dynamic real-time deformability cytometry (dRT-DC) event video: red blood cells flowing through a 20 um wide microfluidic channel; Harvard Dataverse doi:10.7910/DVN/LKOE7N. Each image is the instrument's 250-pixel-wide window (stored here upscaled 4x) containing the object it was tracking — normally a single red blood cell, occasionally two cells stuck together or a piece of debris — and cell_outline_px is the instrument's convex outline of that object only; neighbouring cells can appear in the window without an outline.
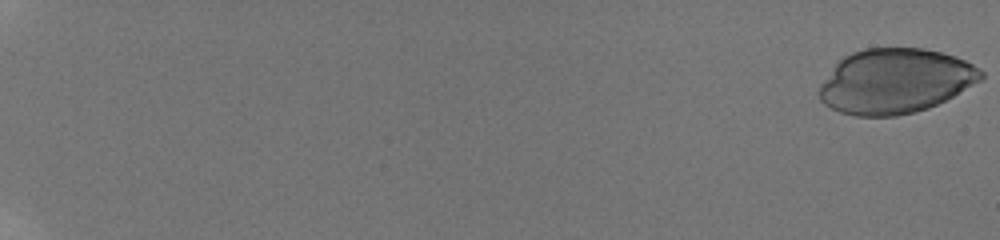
{"species": "human", "species_latin": "Homo sapiens", "temperature_condition": "room temperature", "stored_images_in_passage": 55, "camera_frame_rate_fps": 3000, "um_per_image_px": 0.085, "donor": {"sex": "male"}, "frame": {"image": 1, "passage_image": 1, "time_ms": 0.0, "image_size_px": [1000, 240], "cell_outline_px": [[984, 76], [980, 80], [952, 96], [928, 108], [916, 112], [896, 116], [856, 116], [840, 112], [824, 104], [820, 100], [820, 84], [836, 64], [844, 56], [852, 52], [864, 48], [924, 48], [956, 56], [980, 68], [984, 72]], "centroid_in_image_um": [76.09, 6.89], "position_along_channel_um": 8.9, "area_um2": 60.81}}